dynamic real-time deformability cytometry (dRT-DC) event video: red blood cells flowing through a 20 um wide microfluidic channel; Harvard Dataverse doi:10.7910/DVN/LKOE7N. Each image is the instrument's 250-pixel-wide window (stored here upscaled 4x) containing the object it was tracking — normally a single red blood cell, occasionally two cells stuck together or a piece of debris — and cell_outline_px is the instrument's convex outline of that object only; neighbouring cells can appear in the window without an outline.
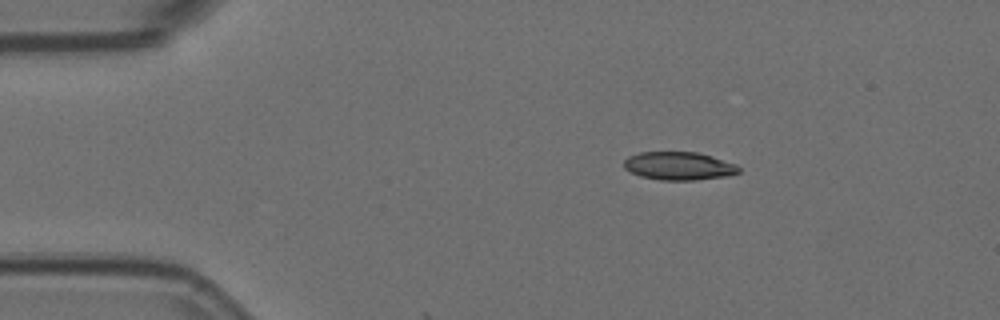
{"species": "Egyptian fruit bat (a non-hibernating species)", "species_latin": "Rousettus aegyptiacus", "temperature_condition": "room temperature", "stored_images_in_passage": 11, "camera_frame_rate_fps": 3000, "um_per_image_px": 0.085, "animal": {"sex": "female"}, "frame": {"image": 1, "passage_image": 9, "time_ms": 2.667, "image_size_px": [1000, 320], "cell_outline_px": [[740, 172], [728, 176], [696, 180], [660, 180], [640, 176], [624, 168], [624, 160], [628, 156], [640, 152], [696, 152], [712, 156], [736, 164], [740, 168]], "centroid_in_image_um": [57.71, 14.11], "position_along_channel_um": 27.3, "area_um2": 18.9}}